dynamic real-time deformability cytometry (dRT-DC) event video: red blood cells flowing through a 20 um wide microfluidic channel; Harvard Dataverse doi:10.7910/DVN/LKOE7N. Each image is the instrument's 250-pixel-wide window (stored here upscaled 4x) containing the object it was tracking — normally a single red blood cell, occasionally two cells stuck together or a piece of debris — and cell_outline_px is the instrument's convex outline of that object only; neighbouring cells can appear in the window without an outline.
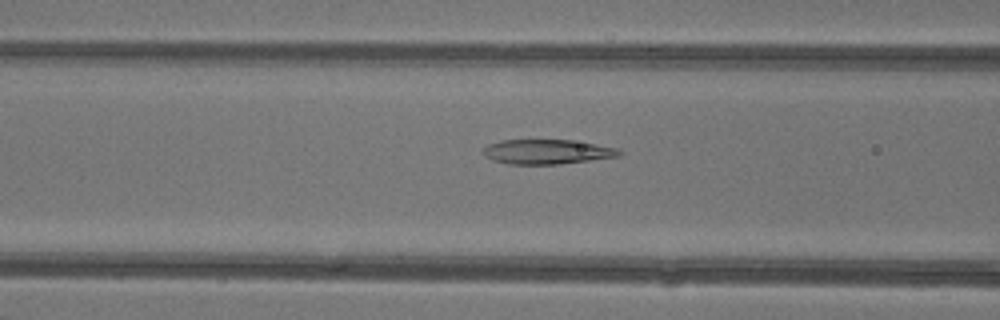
{"species": "common noctule bat (a hibernating species)", "species_latin": "Nyctalus noctula", "temperature_condition": "warm", "stored_images_in_passage": 44, "camera_frame_rate_fps": 3000, "um_per_image_px": 0.085, "animal": {"sex": "female"}, "frame": {"image": 1, "passage_image": 20, "time_ms": 6.333, "image_size_px": [1000, 320], "cell_outline_px": [[624, 152], [620, 156], [560, 164], [508, 164], [492, 160], [484, 156], [480, 152], [488, 144], [500, 140], [572, 140], [616, 148]], "centroid_in_image_um": [46.45, 12.9], "position_along_channel_um": 120.1, "area_um2": 19.59}}
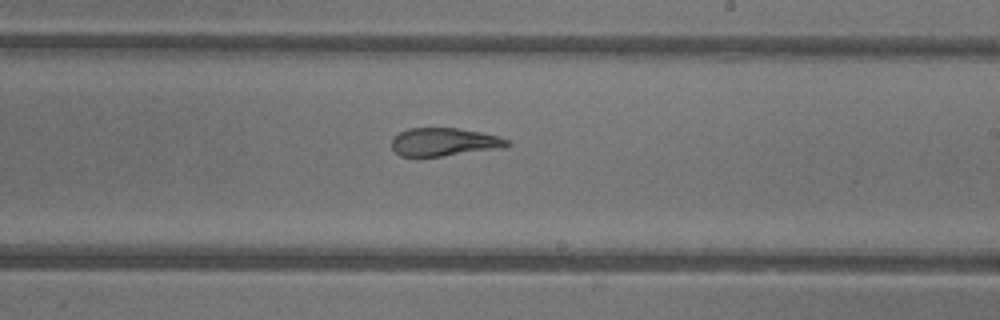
{"frame": {"image": 2, "passage_image": 29, "time_ms": 9.333, "image_size_px": [1000, 320], "cell_outline_px": [[512, 144], [504, 148], [444, 156], [400, 156], [392, 148], [392, 136], [408, 128], [456, 128], [480, 132], [496, 136], [508, 140]], "centroid_in_image_um": [37.75, 12.07], "position_along_channel_um": 251.2, "area_um2": 18.96}}
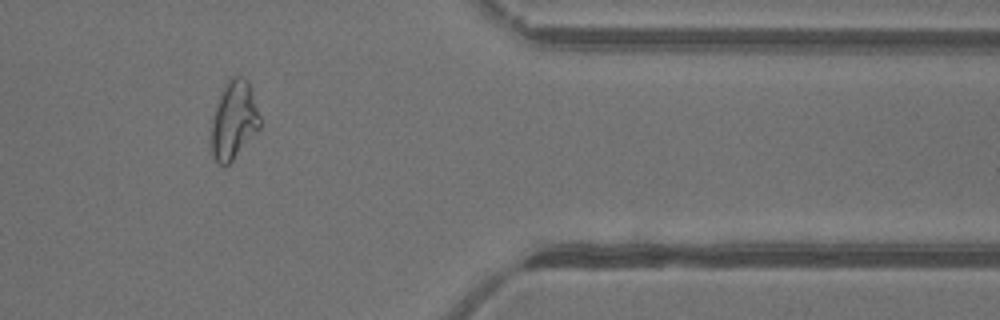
{"frame": {"image": 3, "passage_image": 40, "time_ms": 13.0, "image_size_px": [1000, 320], "cell_outline_px": [[260, 128], [232, 160], [224, 168], [216, 160], [212, 152], [212, 116], [216, 104], [228, 80], [232, 76], [244, 76], [248, 80], [260, 116]], "centroid_in_image_um": [19.89, 10.2], "position_along_channel_um": 391.5, "area_um2": 21.85}, "authors_computed_cell_mechanics": {"area_um2": 21.7906, "velocity_mm_per_s": 4.377, "shape_relaxation_time_tau1_ms": null, "shape_relaxation_time_tau2_ms": 2.2143, "deformation_change_tau1": null, "deformation_change_tau2": 0.1053}}